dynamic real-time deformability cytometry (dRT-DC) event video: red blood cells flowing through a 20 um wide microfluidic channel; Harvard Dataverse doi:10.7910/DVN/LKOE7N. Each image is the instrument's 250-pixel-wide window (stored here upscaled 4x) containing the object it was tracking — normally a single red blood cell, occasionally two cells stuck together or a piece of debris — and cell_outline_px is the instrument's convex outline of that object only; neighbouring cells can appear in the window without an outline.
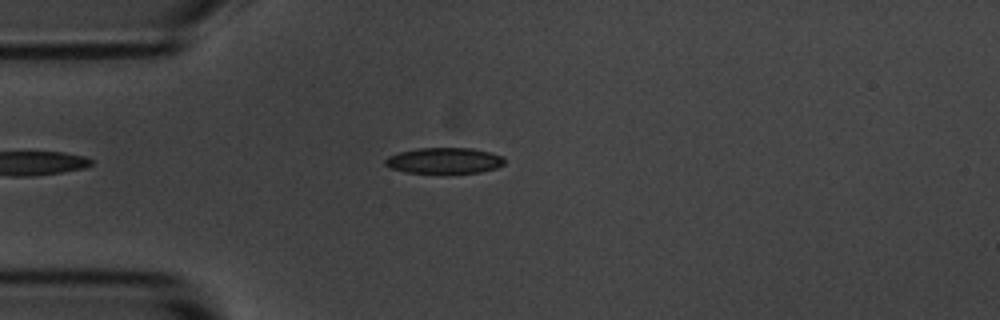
{"species": "common noctule bat (a hibernating species)", "species_latin": "Nyctalus noctula", "temperature_condition": "room temperature", "stored_images_in_passage": 3, "camera_frame_rate_fps": 3000, "um_per_image_px": 0.085, "animal": {"sex": "male", "body_mass_g": 20.1, "forearm_length_mm": 53.5}, "frame": {"image": 1, "passage_image": 3, "time_ms": 3.0, "image_size_px": [1000, 320], "cell_outline_px": [[504, 164], [496, 168], [480, 172], [404, 172], [388, 168], [384, 164], [384, 160], [388, 156], [400, 152], [416, 148], [472, 148], [492, 152], [500, 156], [504, 160]], "centroid_in_image_um": [37.72, 13.64], "position_along_channel_um": 47.3, "area_um2": 17.86}}